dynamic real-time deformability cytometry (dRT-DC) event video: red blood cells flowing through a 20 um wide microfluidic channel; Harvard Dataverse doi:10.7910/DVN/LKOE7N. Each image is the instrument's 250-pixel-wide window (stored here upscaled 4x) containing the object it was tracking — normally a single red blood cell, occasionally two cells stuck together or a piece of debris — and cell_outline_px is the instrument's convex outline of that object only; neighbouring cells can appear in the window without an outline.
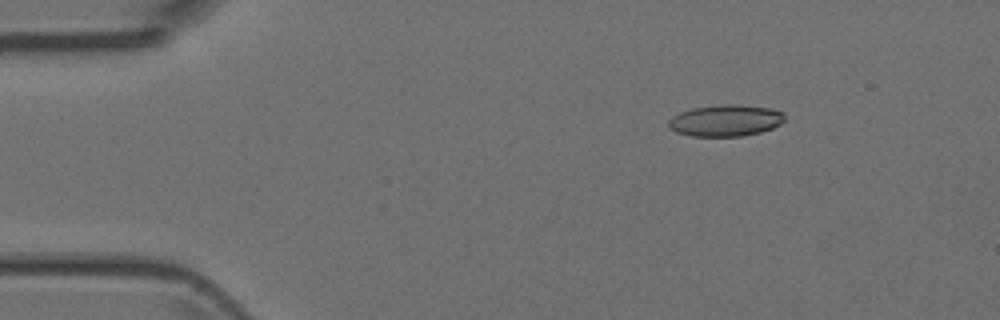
{"species": "Egyptian fruit bat (a non-hibernating species)", "species_latin": "Rousettus aegyptiacus", "temperature_condition": "room temperature", "stored_images_in_passage": 4, "camera_frame_rate_fps": 3000, "um_per_image_px": 0.085, "animal": {"sex": "female"}, "frame": {"image": 1, "passage_image": 2, "time_ms": 0.333, "image_size_px": [1000, 320], "cell_outline_px": [[784, 120], [780, 124], [772, 128], [760, 132], [740, 136], [692, 136], [676, 132], [668, 128], [668, 120], [672, 116], [680, 112], [692, 108], [724, 104], [740, 104], [768, 108], [784, 112]], "centroid_in_image_um": [61.64, 10.24], "position_along_channel_um": 23.4, "area_um2": 21.39}}